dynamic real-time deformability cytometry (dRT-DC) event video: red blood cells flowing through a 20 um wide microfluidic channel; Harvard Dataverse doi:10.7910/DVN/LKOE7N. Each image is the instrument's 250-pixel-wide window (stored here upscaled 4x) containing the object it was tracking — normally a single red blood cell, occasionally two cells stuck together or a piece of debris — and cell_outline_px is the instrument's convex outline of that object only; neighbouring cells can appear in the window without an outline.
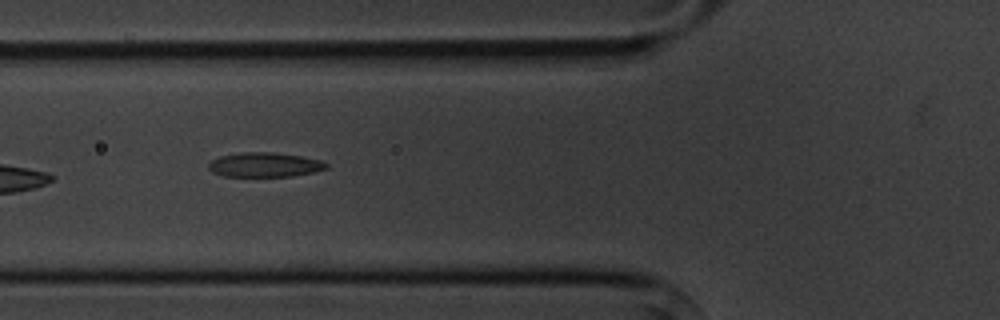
{"species": "common noctule bat (a hibernating species)", "species_latin": "Nyctalus noctula", "temperature_condition": "cold", "stored_images_in_passage": 7, "camera_frame_rate_fps": 3000, "um_per_image_px": 0.085, "animal": {"sex": "male", "body_mass_g": 20.1, "forearm_length_mm": 53.5}, "frame": {"image": 1, "passage_image": 6, "time_ms": 6.667, "image_size_px": [1000, 320], "cell_outline_px": [[328, 168], [312, 172], [292, 176], [224, 176], [212, 172], [208, 168], [208, 164], [212, 160], [220, 156], [240, 152], [272, 152], [300, 156], [320, 160], [328, 164]], "centroid_in_image_um": [22.47, 14.0], "position_along_channel_um": 103.3, "area_um2": 16.7}}
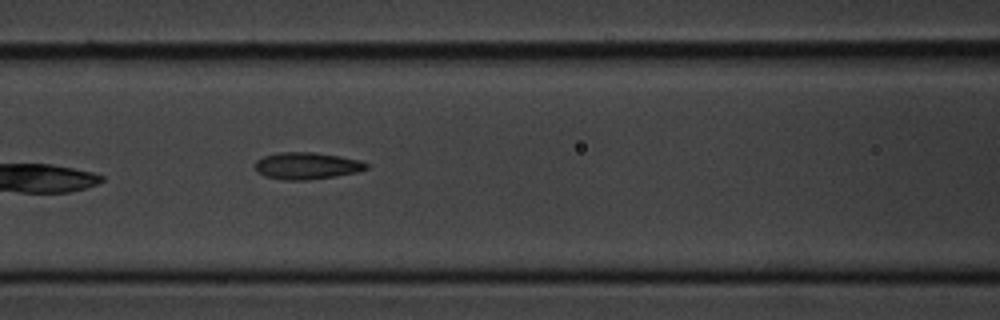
{"frame": {"image": 2, "passage_image": 7, "time_ms": 7.667, "image_size_px": [1000, 320], "cell_outline_px": [[368, 168], [356, 172], [336, 176], [308, 180], [284, 180], [264, 176], [256, 172], [256, 160], [264, 156], [280, 152], [316, 152], [340, 156], [360, 160], [368, 164]], "centroid_in_image_um": [26.07, 14.09], "position_along_channel_um": 140.5, "area_um2": 17.51}}